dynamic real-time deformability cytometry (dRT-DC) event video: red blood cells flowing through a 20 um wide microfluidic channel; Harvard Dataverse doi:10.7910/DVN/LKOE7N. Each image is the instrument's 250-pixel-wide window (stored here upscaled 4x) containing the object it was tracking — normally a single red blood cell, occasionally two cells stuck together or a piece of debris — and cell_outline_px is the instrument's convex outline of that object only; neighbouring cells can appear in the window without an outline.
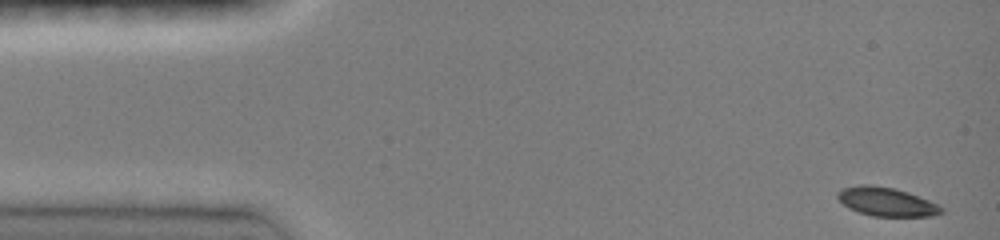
{"species": "common noctule bat (a hibernating species)", "species_latin": "Nyctalus noctula", "temperature_condition": "room temperature", "stored_images_in_passage": 45, "camera_frame_rate_fps": 3000, "um_per_image_px": 0.085, "animal": {"sex": "female", "body_mass_g": 19.0, "forearm_length_mm": 51.5}, "frame": {"image": 1, "passage_image": 1, "time_ms": 0.0, "image_size_px": [1000, 240], "cell_outline_px": [[944, 212], [932, 216], [872, 216], [848, 208], [836, 196], [836, 192], [844, 188], [860, 184], [872, 184], [896, 188], [908, 192], [928, 200], [944, 208]], "centroid_in_image_um": [75.34, 17.14], "position_along_channel_um": 9.7, "area_um2": 17.4}}
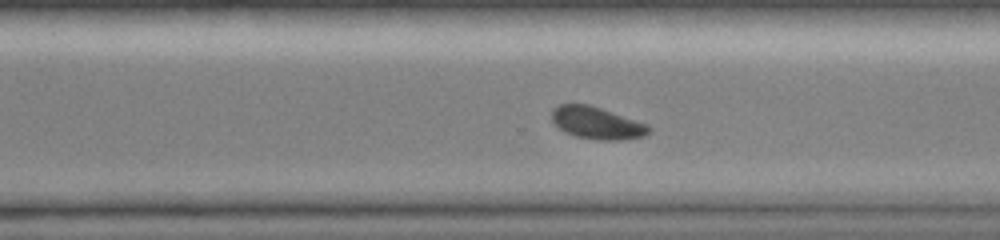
{"frame": {"image": 2, "passage_image": 32, "time_ms": 10.333, "image_size_px": [1000, 240], "cell_outline_px": [[652, 128], [644, 136], [620, 140], [604, 140], [576, 136], [564, 132], [552, 120], [552, 108], [560, 104], [588, 104], [648, 124]], "centroid_in_image_um": [50.73, 10.45], "position_along_channel_um": 319.9, "area_um2": 17.98}}
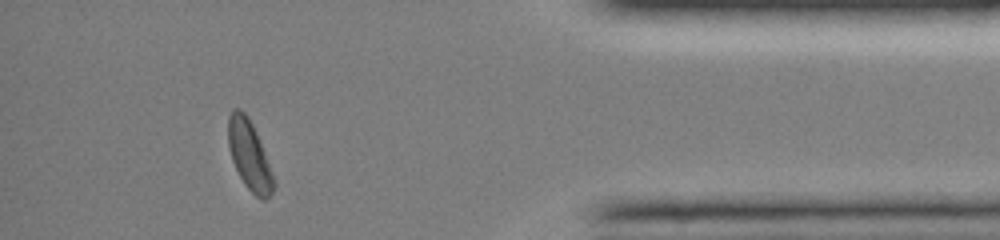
{"frame": {"image": 3, "passage_image": 41, "time_ms": 13.333, "image_size_px": [1000, 240], "cell_outline_px": [[276, 184], [272, 192], [264, 200], [260, 200], [244, 184], [232, 160], [228, 148], [228, 116], [232, 108], [240, 108], [248, 116], [252, 124], [264, 152]], "centroid_in_image_um": [21.17, 13.18], "position_along_channel_um": 414.0, "area_um2": 18.15}, "authors_computed_cell_mechanics": {"area_um2": 18.3804, "velocity_mm_per_s": 4.0806, "shape_relaxation_time_tau1_ms": 2.2702, "shape_relaxation_time_tau2_ms": null, "deformation_change_tau1": 0.0868, "deformation_change_tau2": null}}